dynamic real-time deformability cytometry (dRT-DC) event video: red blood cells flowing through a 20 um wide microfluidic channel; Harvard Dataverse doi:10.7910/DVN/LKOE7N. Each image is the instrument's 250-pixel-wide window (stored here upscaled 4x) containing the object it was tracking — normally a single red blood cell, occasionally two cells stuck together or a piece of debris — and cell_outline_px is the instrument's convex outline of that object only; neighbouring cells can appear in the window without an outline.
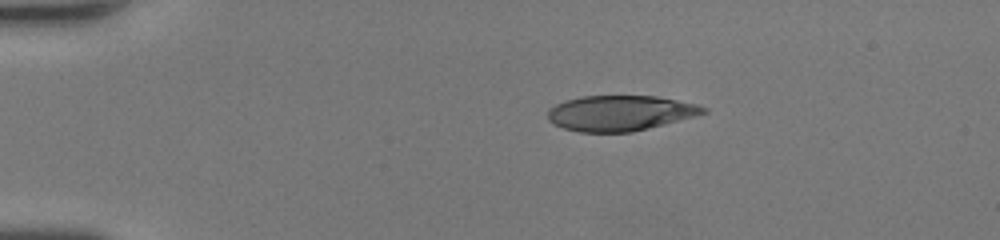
{"species": "human", "species_latin": "Homo sapiens", "temperature_condition": "room temperature", "stored_images_in_passage": 39, "camera_frame_rate_fps": 3000, "um_per_image_px": 0.085, "donor": {"sex": "female"}, "frame": {"image": 1, "passage_image": 1, "time_ms": 0.0, "image_size_px": [1000, 240], "cell_outline_px": [[708, 112], [696, 116], [632, 132], [580, 132], [564, 128], [552, 124], [548, 120], [548, 108], [564, 100], [584, 96], [656, 96], [696, 104], [708, 108]], "centroid_in_image_um": [52.69, 9.61], "position_along_channel_um": 32.3, "area_um2": 32.08}}
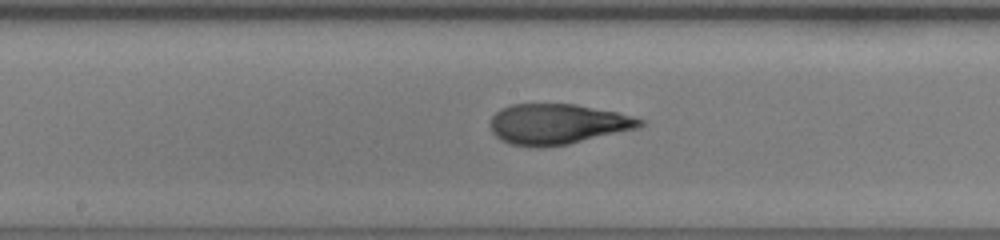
{"frame": {"image": 2, "passage_image": 17, "time_ms": 5.333, "image_size_px": [1000, 240], "cell_outline_px": [[644, 124], [640, 128], [568, 144], [540, 148], [536, 148], [512, 144], [500, 140], [492, 132], [488, 124], [492, 116], [500, 108], [512, 104], [576, 104], [616, 112], [632, 116], [644, 120]], "centroid_in_image_um": [47.37, 10.55], "position_along_channel_um": 200.8, "area_um2": 35.55}}
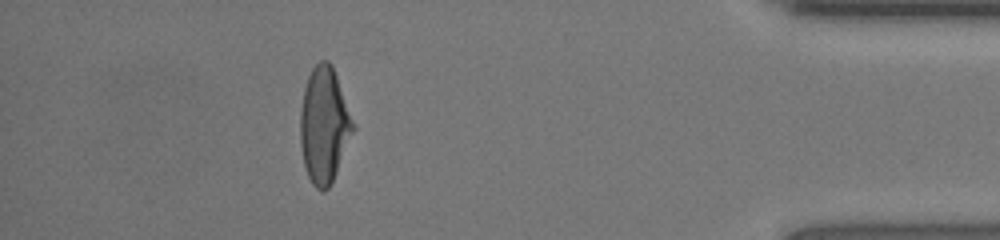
{"frame": {"image": 3, "passage_image": 34, "time_ms": 11.0, "image_size_px": [1000, 240], "cell_outline_px": [[356, 128], [332, 180], [328, 188], [324, 192], [320, 192], [312, 184], [308, 176], [304, 164], [300, 144], [300, 112], [304, 88], [308, 76], [312, 68], [320, 60], [328, 60], [332, 64], [356, 124]], "centroid_in_image_um": [27.56, 10.61], "position_along_channel_um": 407.6, "area_um2": 35.89}, "authors_computed_cell_mechanics": {"area_um2": 35.547, "velocity_mm_per_s": 4.423, "shape_relaxation_time_tau1_ms": 7.6163, "shape_relaxation_time_tau2_ms": 0.8923, "deformation_change_tau1": 0.3015, "deformation_change_tau2": 0.0738}}